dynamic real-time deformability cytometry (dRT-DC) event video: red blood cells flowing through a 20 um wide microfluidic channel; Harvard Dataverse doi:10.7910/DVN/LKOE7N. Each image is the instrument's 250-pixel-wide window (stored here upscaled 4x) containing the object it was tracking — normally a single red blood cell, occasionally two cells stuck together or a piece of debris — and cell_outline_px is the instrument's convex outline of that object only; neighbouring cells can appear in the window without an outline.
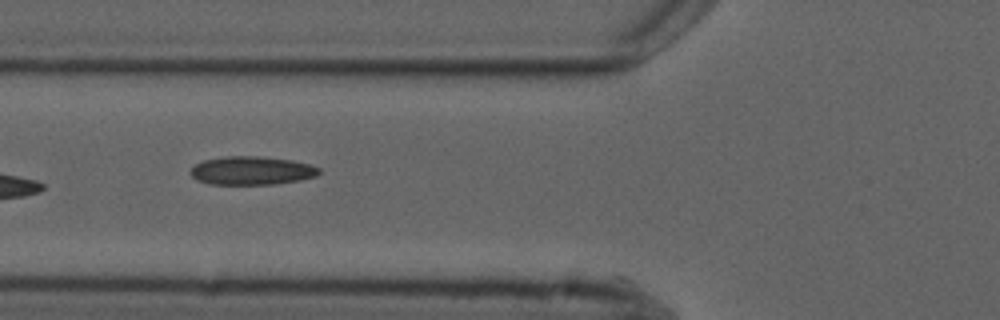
{"species": "common noctule bat (a hibernating species)", "species_latin": "Nyctalus noctula", "temperature_condition": "cold", "stored_images_in_passage": 10, "camera_frame_rate_fps": 3000, "um_per_image_px": 0.085, "animal": {"sex": "male", "forearm_length_mm": 52.5}, "frame": {"image": 1, "passage_image": 2, "time_ms": 1.333, "image_size_px": [1000, 320], "cell_outline_px": [[320, 172], [316, 176], [300, 180], [276, 184], [212, 184], [196, 180], [188, 172], [196, 164], [204, 160], [224, 156], [260, 156], [292, 160], [308, 164], [320, 168]], "centroid_in_image_um": [21.38, 14.5], "position_along_channel_um": 104.4, "area_um2": 21.33}}
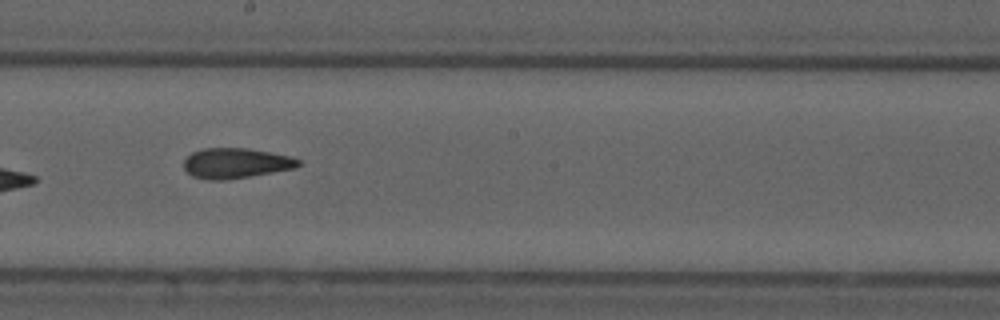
{"frame": {"image": 2, "passage_image": 5, "time_ms": 4.667, "image_size_px": [1000, 320], "cell_outline_px": [[300, 164], [296, 168], [224, 180], [208, 180], [192, 176], [184, 168], [184, 160], [192, 152], [204, 148], [248, 148], [292, 156], [300, 160]], "centroid_in_image_um": [20.05, 13.86], "position_along_channel_um": 228.2, "area_um2": 20.11}}
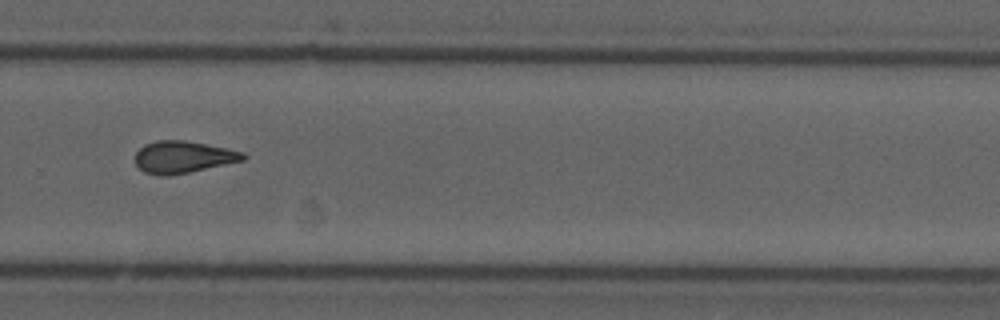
{"frame": {"image": 3, "passage_image": 7, "time_ms": 7.0, "image_size_px": [1000, 320], "cell_outline_px": [[248, 156], [244, 160], [188, 172], [168, 176], [164, 176], [144, 172], [136, 164], [136, 152], [144, 144], [156, 140], [184, 140], [244, 152]], "centroid_in_image_um": [15.54, 13.34], "position_along_channel_um": 314.3, "area_um2": 19.88}}